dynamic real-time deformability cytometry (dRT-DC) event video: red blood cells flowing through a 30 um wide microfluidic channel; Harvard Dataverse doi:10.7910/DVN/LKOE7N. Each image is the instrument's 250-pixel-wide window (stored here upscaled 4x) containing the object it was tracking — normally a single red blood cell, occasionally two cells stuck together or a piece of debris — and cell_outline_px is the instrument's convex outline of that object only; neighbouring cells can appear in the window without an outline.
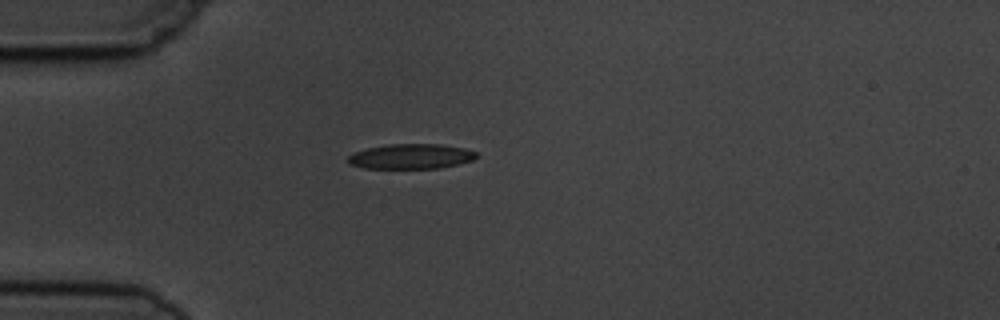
{"species": "common noctule bat (a hibernating species)", "species_latin": "Nyctalus noctula", "temperature_condition": "cold", "stored_images_in_passage": 1, "camera_frame_rate_fps": 3000, "um_per_image_px": 0.085, "animal": {"sex": "male", "body_mass_g": 19.5, "forearm_length_mm": 54.6}, "frame": {"image": 1, "passage_image": 1, "time_ms": 0.0, "image_size_px": [1000, 320], "cell_outline_px": [[476, 156], [472, 160], [440, 168], [364, 168], [348, 164], [344, 160], [352, 152], [368, 148], [388, 144], [440, 144], [464, 148], [476, 152]], "centroid_in_image_um": [34.85, 13.29], "position_along_channel_um": 50.2, "area_um2": 18.73}}